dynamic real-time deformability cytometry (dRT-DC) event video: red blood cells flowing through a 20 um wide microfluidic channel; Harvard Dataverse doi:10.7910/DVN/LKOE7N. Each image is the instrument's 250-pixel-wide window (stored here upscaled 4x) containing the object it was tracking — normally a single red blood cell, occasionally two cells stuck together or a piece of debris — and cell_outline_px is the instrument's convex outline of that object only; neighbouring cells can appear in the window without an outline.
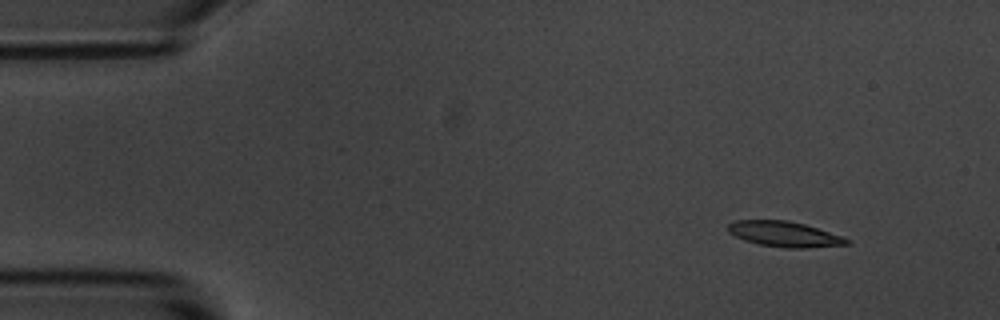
{"species": "common noctule bat (a hibernating species)", "species_latin": "Nyctalus noctula", "temperature_condition": "room temperature", "stored_images_in_passage": 51, "camera_frame_rate_fps": 3000, "um_per_image_px": 0.085, "animal": {"sex": "male", "body_mass_g": 20.1, "forearm_length_mm": 53.5}, "frame": {"image": 1, "passage_image": 1, "time_ms": 0.0, "image_size_px": [1000, 320], "cell_outline_px": [[852, 244], [804, 248], [788, 248], [760, 244], [744, 240], [728, 232], [728, 224], [736, 220], [788, 220], [804, 224], [852, 240]], "centroid_in_image_um": [66.68, 19.9], "position_along_channel_um": 18.3, "area_um2": 17.4}}
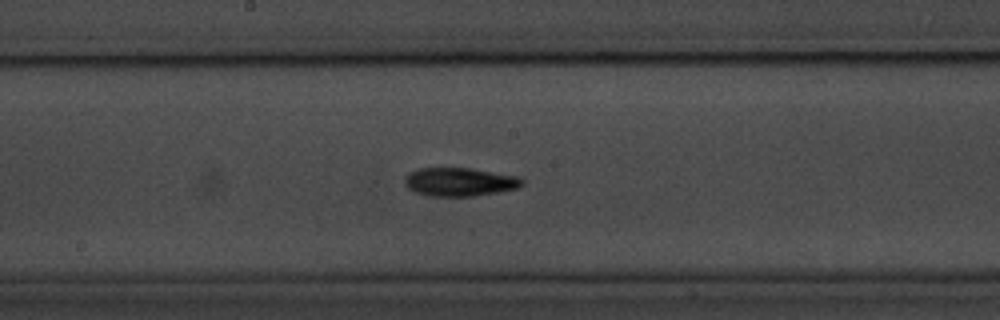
{"frame": {"image": 2, "passage_image": 24, "time_ms": 7.667, "image_size_px": [1000, 320], "cell_outline_px": [[524, 184], [516, 188], [500, 192], [472, 196], [428, 196], [416, 192], [408, 188], [404, 184], [404, 176], [408, 172], [420, 168], [472, 168], [520, 176], [524, 180]], "centroid_in_image_um": [39.07, 15.45], "position_along_channel_um": 209.1, "area_um2": 19.77}}
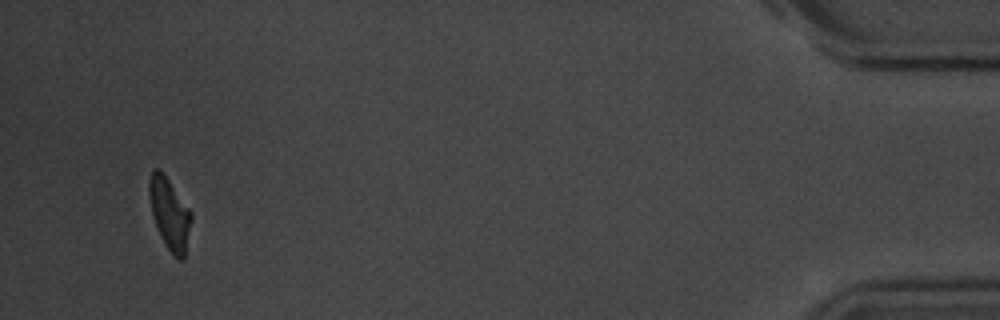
{"frame": {"image": 3, "passage_image": 48, "time_ms": 15.667, "image_size_px": [1000, 320], "cell_outline_px": [[192, 220], [184, 260], [180, 260], [164, 244], [160, 236], [152, 212], [148, 192], [148, 184], [152, 168], [160, 168], [192, 212]], "centroid_in_image_um": [14.42, 18.13], "position_along_channel_um": 420.8, "area_um2": 17.51}, "authors_computed_cell_mechanics": {"area_um2": 18.0914, "velocity_mm_per_s": 3.6282, "shape_relaxation_time_tau1_ms": 3.1624, "shape_relaxation_time_tau2_ms": 6.1954, "deformation_change_tau1": 0.1752, "deformation_change_tau2": 0.1496}}